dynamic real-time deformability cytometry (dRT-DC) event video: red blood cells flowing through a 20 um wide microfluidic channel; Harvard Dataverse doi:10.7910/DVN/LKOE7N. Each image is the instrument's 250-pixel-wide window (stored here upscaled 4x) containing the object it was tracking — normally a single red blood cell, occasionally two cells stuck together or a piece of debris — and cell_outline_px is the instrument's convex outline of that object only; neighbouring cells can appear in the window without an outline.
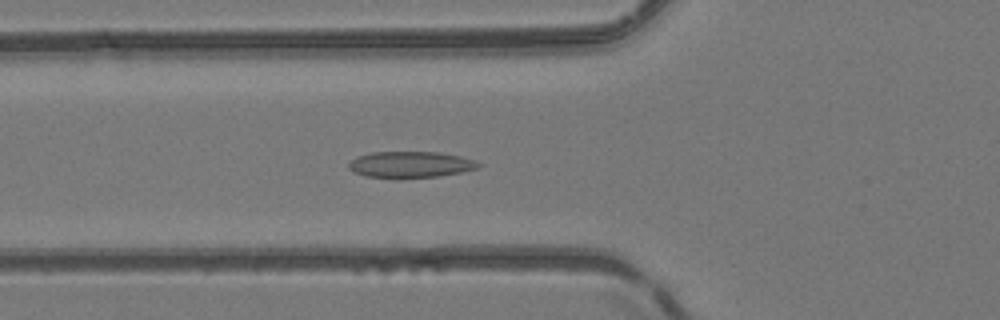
{"species": "common noctule bat (a hibernating species)", "species_latin": "Nyctalus noctula", "temperature_condition": "room temperature", "stored_images_in_passage": 11, "camera_frame_rate_fps": 3000, "um_per_image_px": 0.085, "animal": {"sex": "female", "body_mass_g": 24.6, "forearm_length_mm": 56.2}, "frame": {"image": 1, "passage_image": 8, "time_ms": 2.333, "image_size_px": [1000, 320], "cell_outline_px": [[480, 164], [476, 168], [460, 172], [440, 176], [396, 180], [368, 176], [356, 172], [348, 168], [348, 164], [352, 160], [360, 156], [372, 152], [440, 152], [460, 156], [476, 160]], "centroid_in_image_um": [34.89, 14.01], "position_along_channel_um": 90.9, "area_um2": 20.06}}